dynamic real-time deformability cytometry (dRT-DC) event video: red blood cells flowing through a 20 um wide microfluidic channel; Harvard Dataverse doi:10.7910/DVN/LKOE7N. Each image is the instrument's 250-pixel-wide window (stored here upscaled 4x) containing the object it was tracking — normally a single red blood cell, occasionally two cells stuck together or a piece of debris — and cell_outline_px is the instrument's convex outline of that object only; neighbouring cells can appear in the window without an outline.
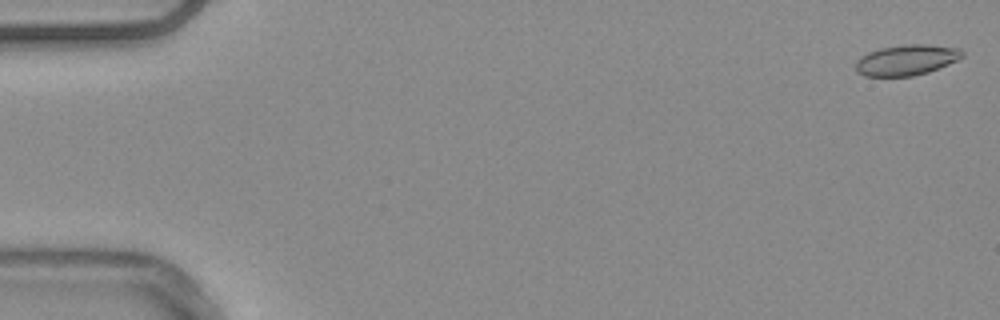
{"species": "common noctule bat (a hibernating species)", "species_latin": "Nyctalus noctula", "temperature_condition": "warm", "stored_images_in_passage": 54, "camera_frame_rate_fps": 3000, "um_per_image_px": 0.085, "animal": {"sex": "male", "body_mass_g": 20.4}, "frame": {"image": 1, "passage_image": 1, "time_ms": 0.0, "image_size_px": [1000, 320], "cell_outline_px": [[964, 56], [948, 64], [928, 72], [912, 76], [864, 76], [856, 72], [856, 60], [860, 56], [868, 52], [880, 48], [904, 44], [928, 44], [960, 48], [964, 52]], "centroid_in_image_um": [77.04, 5.09], "position_along_channel_um": 8.0, "area_um2": 19.13}}
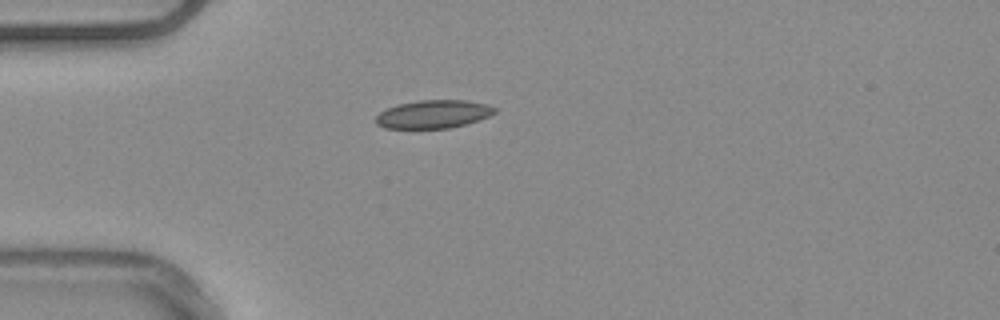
{"frame": {"image": 2, "passage_image": 15, "time_ms": 4.667, "image_size_px": [1000, 320], "cell_outline_px": [[496, 112], [488, 116], [452, 128], [384, 128], [376, 124], [376, 116], [380, 112], [396, 104], [420, 100], [468, 100], [488, 104], [496, 108]], "centroid_in_image_um": [36.83, 9.69], "position_along_channel_um": 48.2, "area_um2": 19.48}}
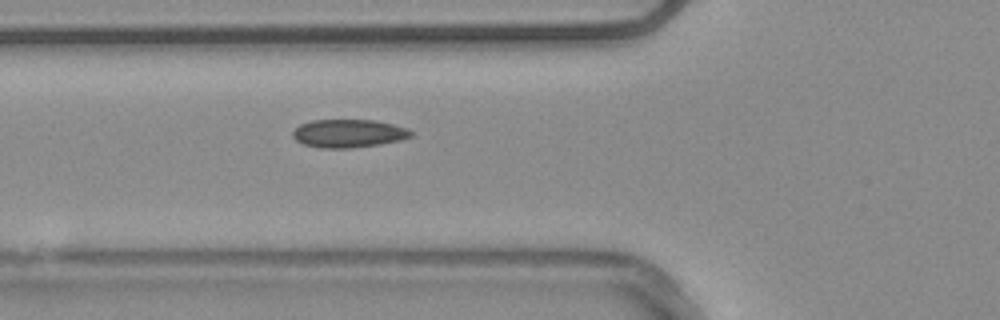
{"frame": {"image": 3, "passage_image": 20, "time_ms": 6.333, "image_size_px": [1000, 320], "cell_outline_px": [[412, 136], [400, 140], [380, 144], [352, 148], [320, 148], [304, 144], [296, 140], [292, 136], [292, 132], [300, 124], [312, 120], [376, 120], [408, 128], [412, 132]], "centroid_in_image_um": [29.62, 11.34], "position_along_channel_um": 96.2, "area_um2": 19.42}, "authors_computed_cell_mechanics": {"area_um2": 19.0451, "velocity_mm_per_s": 3.7681, "shape_relaxation_time_tau1_ms": null, "shape_relaxation_time_tau2_ms": 1.9986, "deformation_change_tau1": null, "deformation_change_tau2": 0.0571}}